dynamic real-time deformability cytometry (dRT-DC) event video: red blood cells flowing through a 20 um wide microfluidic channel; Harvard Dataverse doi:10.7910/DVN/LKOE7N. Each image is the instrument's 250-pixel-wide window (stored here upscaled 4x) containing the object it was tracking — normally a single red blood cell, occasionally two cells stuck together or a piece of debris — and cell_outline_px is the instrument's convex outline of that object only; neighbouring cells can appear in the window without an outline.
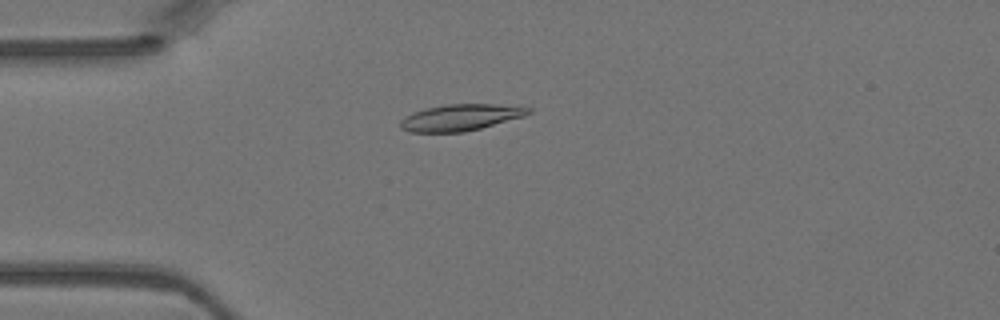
{"species": "Egyptian fruit bat (a non-hibernating species)", "species_latin": "Rousettus aegyptiacus", "temperature_condition": "warm", "stored_images_in_passage": 2, "camera_frame_rate_fps": 3000, "um_per_image_px": 0.085, "animal": {"sex": "female"}, "frame": {"image": 1, "passage_image": 1, "time_ms": 0.0, "image_size_px": [1000, 320], "cell_outline_px": [[532, 112], [524, 116], [480, 128], [464, 132], [408, 132], [400, 128], [400, 120], [404, 116], [412, 112], [428, 108], [448, 104], [520, 104], [532, 108]], "centroid_in_image_um": [39.2, 9.97], "position_along_channel_um": 45.8, "area_um2": 20.0}}